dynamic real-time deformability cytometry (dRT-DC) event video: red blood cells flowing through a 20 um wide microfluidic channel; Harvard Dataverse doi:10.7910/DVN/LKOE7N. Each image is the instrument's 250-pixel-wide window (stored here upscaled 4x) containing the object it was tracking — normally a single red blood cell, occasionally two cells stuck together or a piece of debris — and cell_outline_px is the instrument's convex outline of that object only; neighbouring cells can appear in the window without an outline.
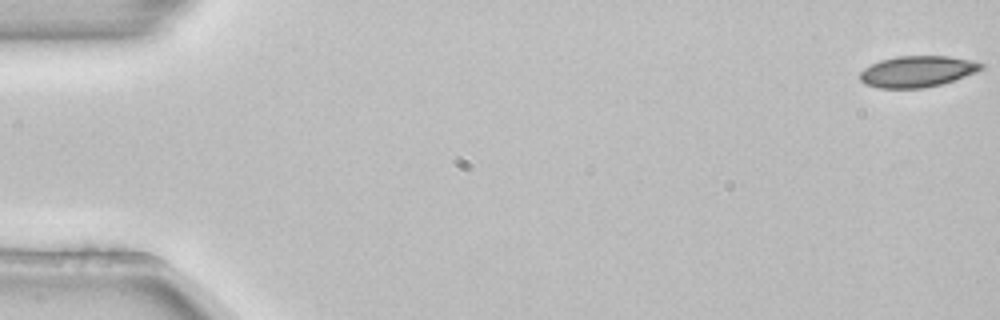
{"species": "common noctule bat (a hibernating species)", "species_latin": "Nyctalus noctula", "temperature_condition": "room temperature", "stored_images_in_passage": 6, "camera_frame_rate_fps": 3000, "um_per_image_px": 0.085, "animal": {"sex": "female", "body_mass_g": 22.7, "forearm_length_mm": 54.2}, "frame": {"image": 1, "passage_image": 1, "time_ms": 0.0, "image_size_px": [1000, 320], "cell_outline_px": [[984, 68], [976, 72], [940, 84], [924, 88], [880, 88], [864, 84], [860, 80], [860, 72], [864, 68], [880, 60], [896, 56], [948, 56], [972, 60], [984, 64]], "centroid_in_image_um": [77.95, 6.07], "position_along_channel_um": 7.0, "area_um2": 21.96}}
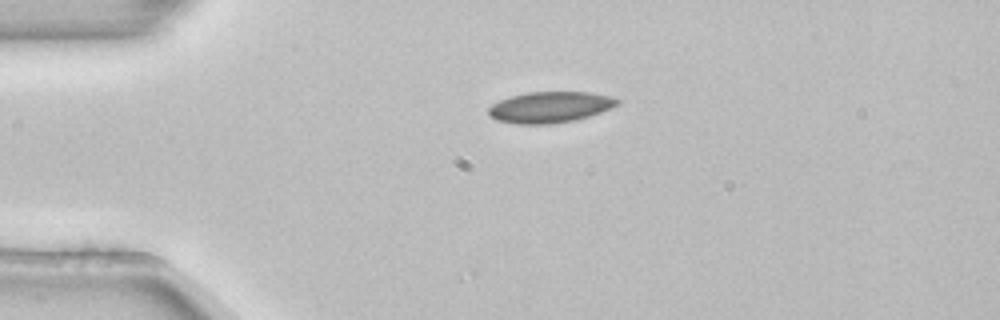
{"frame": {"image": 2, "passage_image": 3, "time_ms": 0.667, "image_size_px": [1000, 320], "cell_outline_px": [[620, 104], [612, 108], [576, 120], [548, 124], [516, 124], [496, 120], [488, 116], [488, 108], [492, 104], [500, 100], [512, 96], [528, 92], [588, 92], [612, 96], [620, 100]], "centroid_in_image_um": [46.75, 9.11], "position_along_channel_um": 38.2, "area_um2": 23.41}}